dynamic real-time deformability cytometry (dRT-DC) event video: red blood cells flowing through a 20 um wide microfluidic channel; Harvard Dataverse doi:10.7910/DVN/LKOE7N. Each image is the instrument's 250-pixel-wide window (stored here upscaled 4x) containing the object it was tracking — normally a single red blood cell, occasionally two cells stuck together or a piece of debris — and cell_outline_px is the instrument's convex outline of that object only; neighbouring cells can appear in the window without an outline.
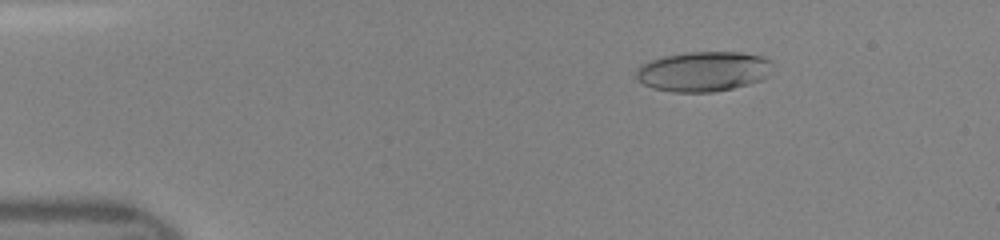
{"species": "human", "species_latin": "Homo sapiens", "temperature_condition": "room temperature", "stored_images_in_passage": 48, "camera_frame_rate_fps": 3000, "um_per_image_px": 0.085, "donor": {"sex": "female"}, "frame": {"image": 1, "passage_image": 8, "time_ms": 2.333, "image_size_px": [1000, 240], "cell_outline_px": [[772, 60], [764, 76], [760, 80], [748, 84], [732, 88], [712, 92], [672, 92], [652, 88], [636, 80], [636, 68], [640, 64], [648, 60], [664, 56], [684, 52], [740, 52], [764, 56]], "centroid_in_image_um": [59.7, 6.06], "position_along_channel_um": 25.3, "area_um2": 31.79}}
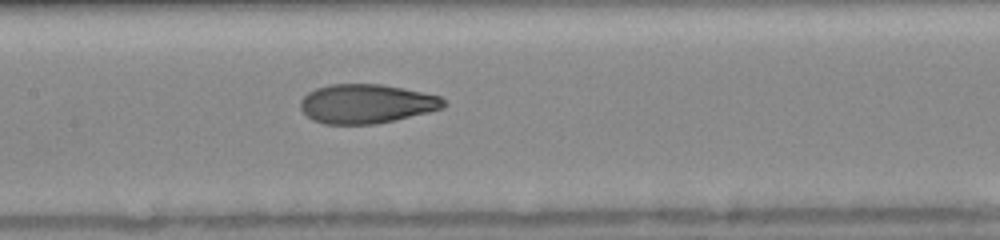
{"frame": {"image": 2, "passage_image": 24, "time_ms": 7.667, "image_size_px": [1000, 240], "cell_outline_px": [[448, 104], [444, 108], [396, 120], [376, 124], [324, 124], [312, 120], [300, 108], [300, 100], [308, 92], [316, 88], [328, 84], [380, 84], [440, 96]], "centroid_in_image_um": [31.13, 8.83], "position_along_channel_um": 176.3, "area_um2": 32.71}}
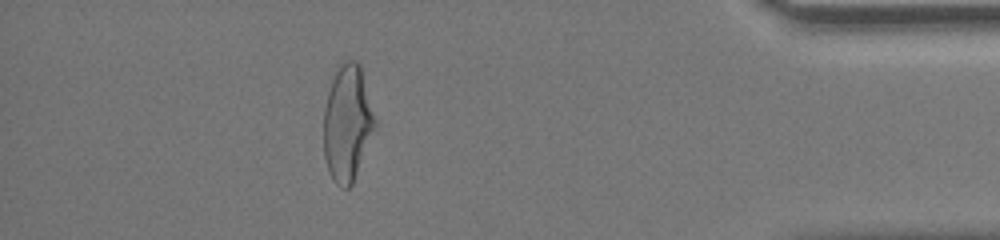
{"frame": {"image": 3, "passage_image": 43, "time_ms": 14.0, "image_size_px": [1000, 240], "cell_outline_px": [[376, 124], [352, 184], [348, 188], [340, 188], [332, 180], [328, 172], [324, 156], [324, 108], [328, 92], [336, 64], [344, 60], [356, 60], [360, 64], [376, 120]], "centroid_in_image_um": [29.5, 10.43], "position_along_channel_um": 405.7, "area_um2": 34.8}}